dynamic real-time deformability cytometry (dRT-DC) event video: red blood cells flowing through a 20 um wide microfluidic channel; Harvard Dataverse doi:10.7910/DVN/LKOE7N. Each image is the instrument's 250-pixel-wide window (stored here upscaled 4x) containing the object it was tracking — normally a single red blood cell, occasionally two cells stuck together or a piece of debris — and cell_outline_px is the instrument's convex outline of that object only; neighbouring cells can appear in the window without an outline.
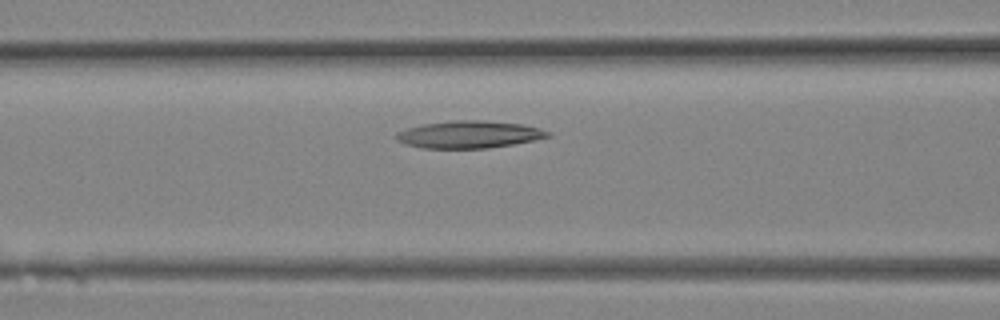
{"species": "Egyptian fruit bat (a non-hibernating species)", "species_latin": "Rousettus aegyptiacus", "temperature_condition": "room temperature", "stored_images_in_passage": 6, "camera_frame_rate_fps": 3000, "um_per_image_px": 0.085, "animal": {"sex": "female"}, "frame": {"image": 1, "passage_image": 4, "time_ms": 1.0, "image_size_px": [1000, 320], "cell_outline_px": [[552, 136], [512, 144], [488, 148], [420, 148], [404, 144], [396, 140], [396, 132], [408, 128], [424, 124], [452, 120], [480, 120], [524, 124], [540, 128], [552, 132]], "centroid_in_image_um": [39.88, 11.43], "position_along_channel_um": 126.7, "area_um2": 24.16}}
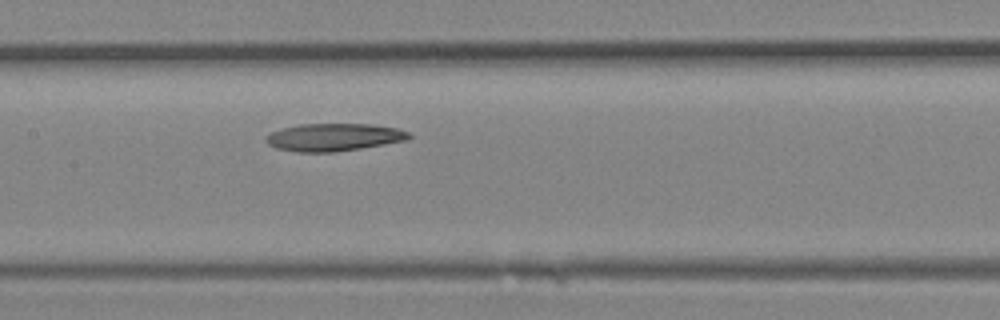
{"frame": {"image": 2, "passage_image": 6, "time_ms": 1.667, "image_size_px": [1000, 320], "cell_outline_px": [[412, 136], [408, 140], [360, 148], [332, 152], [296, 152], [276, 148], [268, 144], [264, 140], [264, 136], [272, 132], [284, 128], [300, 124], [372, 124], [396, 128], [408, 132]], "centroid_in_image_um": [28.35, 11.66], "position_along_channel_um": 179.0, "area_um2": 22.95}}